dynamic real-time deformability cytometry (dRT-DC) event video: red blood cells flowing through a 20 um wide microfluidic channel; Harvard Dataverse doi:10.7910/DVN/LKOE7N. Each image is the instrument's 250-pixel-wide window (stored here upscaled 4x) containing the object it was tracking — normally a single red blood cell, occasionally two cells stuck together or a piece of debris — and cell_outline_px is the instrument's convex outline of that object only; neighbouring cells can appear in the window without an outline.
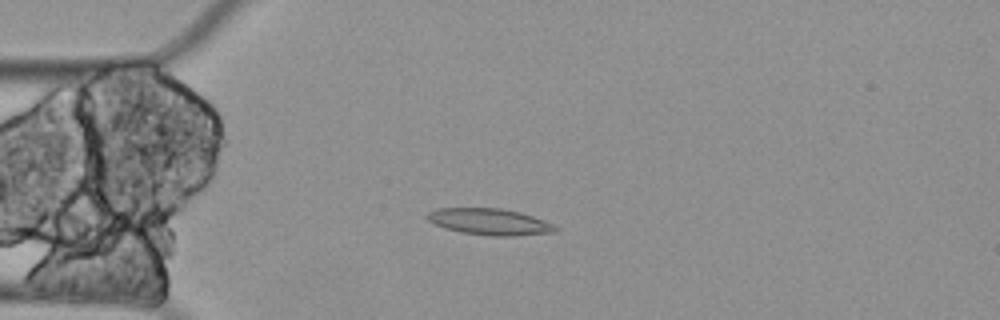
{"species": "Egyptian fruit bat (a non-hibernating species)", "species_latin": "Rousettus aegyptiacus", "temperature_condition": "cold", "stored_images_in_passage": 11, "camera_frame_rate_fps": 3000, "um_per_image_px": 0.085, "animal": {"sex": "female"}, "frame": {"image": 1, "passage_image": 4, "time_ms": 1.0, "image_size_px": [1000, 320], "cell_outline_px": [[560, 228], [556, 232], [516, 236], [492, 236], [460, 232], [444, 228], [432, 224], [424, 216], [428, 212], [436, 208], [500, 208], [520, 212], [544, 220]], "centroid_in_image_um": [41.59, 18.85], "position_along_channel_um": 43.4, "area_um2": 20.0}}
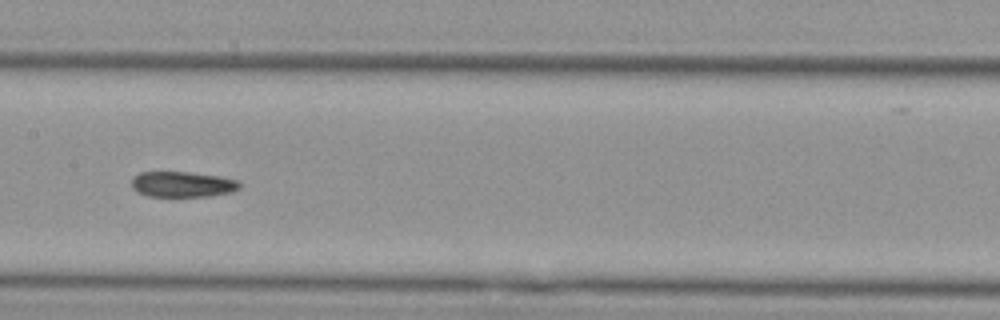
{"frame": {"image": 2, "passage_image": 8, "time_ms": 2.333, "image_size_px": [1000, 320], "cell_outline_px": [[240, 188], [232, 192], [208, 196], [148, 196], [136, 192], [132, 188], [132, 180], [140, 172], [188, 172], [220, 176], [236, 180], [240, 184]], "centroid_in_image_um": [15.51, 15.67], "position_along_channel_um": 191.9, "area_um2": 16.01}}
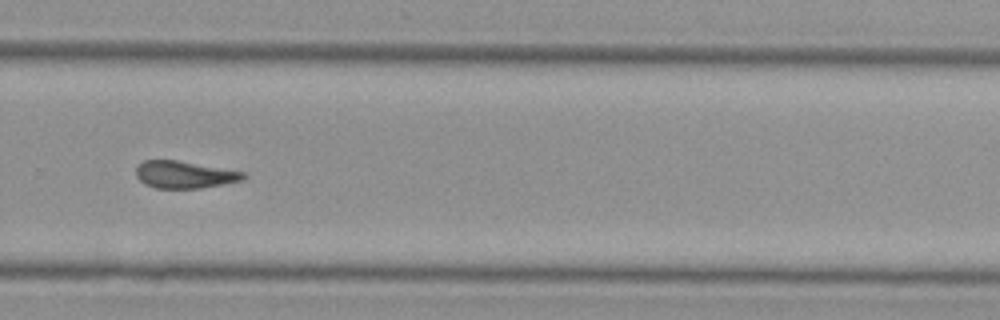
{"frame": {"image": 3, "passage_image": 11, "time_ms": 3.333, "image_size_px": [1000, 320], "cell_outline_px": [[248, 176], [240, 180], [224, 184], [200, 188], [156, 188], [144, 184], [136, 176], [136, 168], [144, 160], [176, 160], [244, 172]], "centroid_in_image_um": [15.66, 14.85], "position_along_channel_um": 314.1, "area_um2": 16.82}}